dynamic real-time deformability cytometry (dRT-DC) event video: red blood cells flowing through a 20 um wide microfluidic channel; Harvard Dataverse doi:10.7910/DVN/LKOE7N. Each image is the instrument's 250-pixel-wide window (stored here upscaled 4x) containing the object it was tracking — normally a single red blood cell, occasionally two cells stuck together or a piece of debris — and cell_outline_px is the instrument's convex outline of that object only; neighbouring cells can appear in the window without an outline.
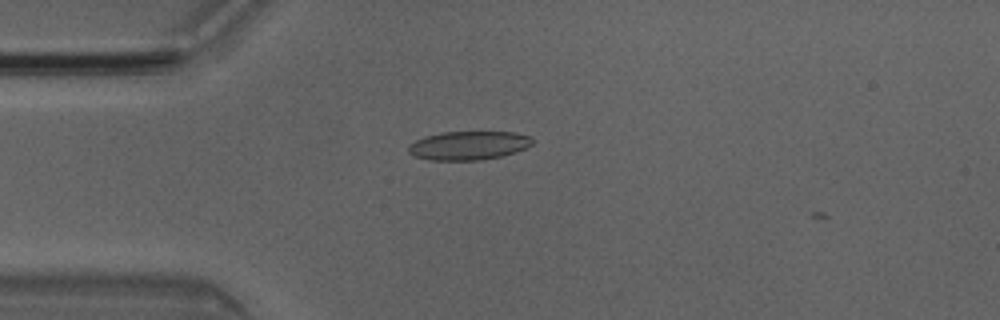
{"species": "Egyptian fruit bat (a non-hibernating species)", "species_latin": "Rousettus aegyptiacus", "temperature_condition": "room temperature", "stored_images_in_passage": 3, "camera_frame_rate_fps": 3000, "um_per_image_px": 0.085, "animal": {"sex": "male"}, "frame": {"image": 1, "passage_image": 2, "time_ms": 0.333, "image_size_px": [1000, 320], "cell_outline_px": [[536, 140], [532, 144], [516, 152], [500, 156], [480, 160], [428, 160], [416, 156], [408, 152], [408, 144], [424, 136], [440, 132], [516, 132], [532, 136]], "centroid_in_image_um": [39.84, 12.35], "position_along_channel_um": 45.2, "area_um2": 20.92}}